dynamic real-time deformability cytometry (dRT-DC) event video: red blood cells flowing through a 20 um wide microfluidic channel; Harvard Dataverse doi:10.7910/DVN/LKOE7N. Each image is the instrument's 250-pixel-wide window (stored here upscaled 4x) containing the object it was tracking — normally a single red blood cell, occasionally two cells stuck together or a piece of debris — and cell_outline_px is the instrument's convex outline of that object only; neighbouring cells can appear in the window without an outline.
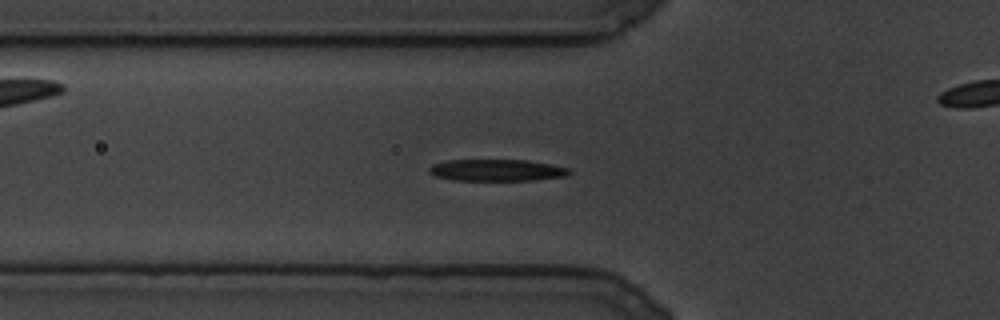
{"species": "common noctule bat (a hibernating species)", "species_latin": "Nyctalus noctula", "temperature_condition": "cold", "stored_images_in_passage": 96, "camera_frame_rate_fps": 3000, "um_per_image_px": 0.085, "animal": {"sex": "male", "body_mass_g": 19.5, "forearm_length_mm": 54.6}, "frame": {"image": 1, "passage_image": 19, "time_ms": 6.0, "image_size_px": [1000, 320], "cell_outline_px": [[572, 172], [564, 176], [532, 180], [456, 180], [436, 176], [428, 172], [428, 168], [432, 164], [448, 160], [528, 160], [552, 164], [568, 168]], "centroid_in_image_um": [42.21, 14.46], "position_along_channel_um": 83.6, "area_um2": 17.63}}
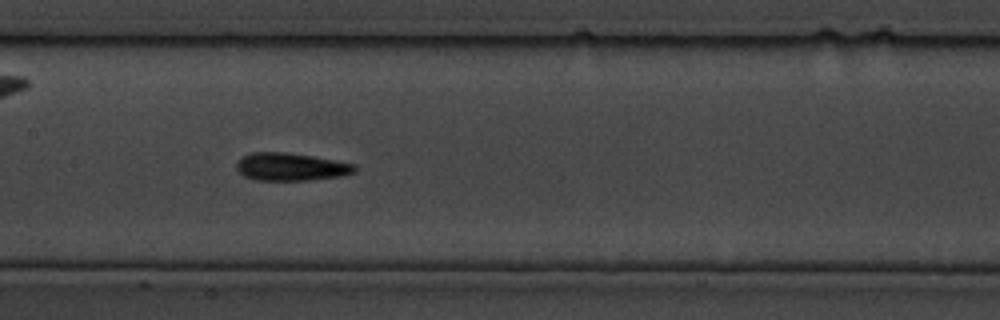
{"frame": {"image": 2, "passage_image": 36, "time_ms": 11.667, "image_size_px": [1000, 320], "cell_outline_px": [[356, 172], [344, 176], [308, 180], [256, 180], [244, 176], [236, 168], [236, 164], [244, 156], [252, 152], [288, 152], [312, 156], [356, 164]], "centroid_in_image_um": [24.76, 14.18], "position_along_channel_um": 182.6, "area_um2": 19.13}}
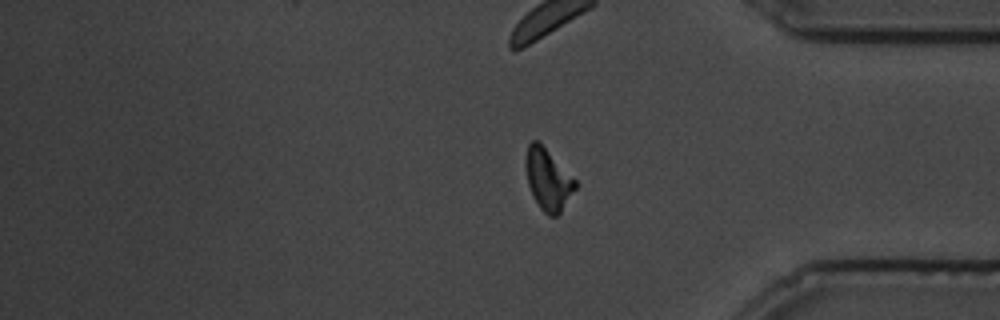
{"frame": {"image": 3, "passage_image": 74, "time_ms": 24.333, "image_size_px": [1000, 320], "cell_outline_px": [[580, 184], [560, 212], [556, 216], [548, 216], [540, 208], [528, 184], [528, 144], [532, 140], [536, 140]], "centroid_in_image_um": [46.65, 15.32], "position_along_channel_um": 388.5, "area_um2": 16.88}}